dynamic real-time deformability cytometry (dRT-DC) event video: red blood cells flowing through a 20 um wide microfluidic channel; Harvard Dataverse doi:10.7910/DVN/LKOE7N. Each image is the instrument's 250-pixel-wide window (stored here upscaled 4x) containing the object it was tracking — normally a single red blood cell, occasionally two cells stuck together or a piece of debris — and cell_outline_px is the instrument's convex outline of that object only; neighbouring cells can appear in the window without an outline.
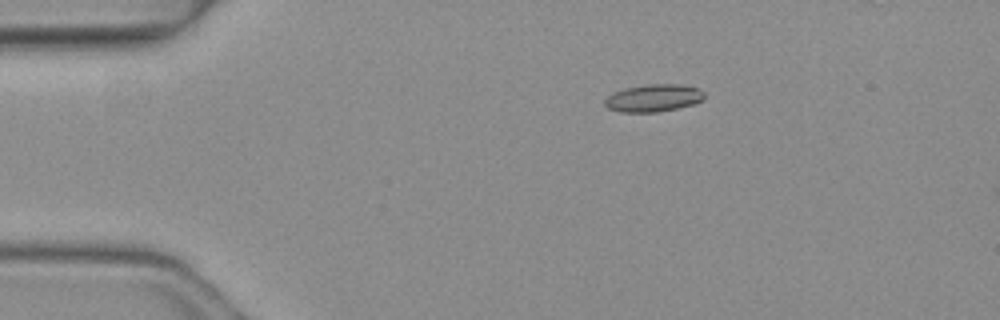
{"species": "common noctule bat (a hibernating species)", "species_latin": "Nyctalus noctula", "temperature_condition": "warm", "stored_images_in_passage": 2, "camera_frame_rate_fps": 3000, "um_per_image_px": 0.085, "animal": {"sex": "female", "body_mass_g": 19.3, "forearm_length_mm": 54.1}, "frame": {"image": 1, "passage_image": 1, "time_ms": 0.0, "image_size_px": [1000, 320], "cell_outline_px": [[704, 100], [692, 104], [676, 108], [656, 112], [620, 112], [608, 108], [604, 104], [604, 100], [612, 92], [624, 88], [644, 84], [680, 84], [700, 88], [704, 92]], "centroid_in_image_um": [55.53, 8.32], "position_along_channel_um": 29.5, "area_um2": 16.07}}